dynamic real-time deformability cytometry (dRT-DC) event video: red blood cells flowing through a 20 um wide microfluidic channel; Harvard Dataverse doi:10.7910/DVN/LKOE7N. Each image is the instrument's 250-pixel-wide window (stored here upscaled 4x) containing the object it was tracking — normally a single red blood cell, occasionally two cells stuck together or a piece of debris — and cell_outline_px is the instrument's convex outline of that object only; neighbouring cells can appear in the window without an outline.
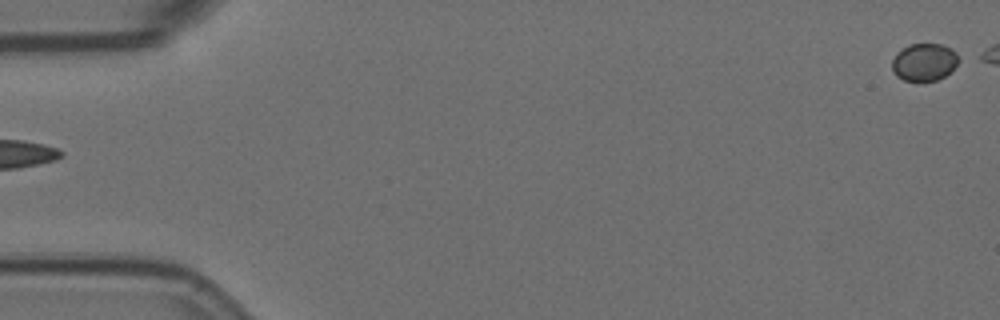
{"species": "Egyptian fruit bat (a non-hibernating species)", "species_latin": "Rousettus aegyptiacus", "temperature_condition": "room temperature", "stored_images_in_passage": 5, "camera_frame_rate_fps": 3000, "um_per_image_px": 0.085, "animal": {"sex": "female"}, "frame": {"image": 1, "passage_image": 1, "time_ms": 0.0, "image_size_px": [1000, 320], "cell_outline_px": [[964, 60], [944, 76], [936, 80], [904, 80], [896, 76], [892, 68], [892, 60], [896, 52], [908, 44], [944, 44], [952, 48]], "centroid_in_image_um": [78.61, 5.25], "position_along_channel_um": 6.4, "area_um2": 14.85}}